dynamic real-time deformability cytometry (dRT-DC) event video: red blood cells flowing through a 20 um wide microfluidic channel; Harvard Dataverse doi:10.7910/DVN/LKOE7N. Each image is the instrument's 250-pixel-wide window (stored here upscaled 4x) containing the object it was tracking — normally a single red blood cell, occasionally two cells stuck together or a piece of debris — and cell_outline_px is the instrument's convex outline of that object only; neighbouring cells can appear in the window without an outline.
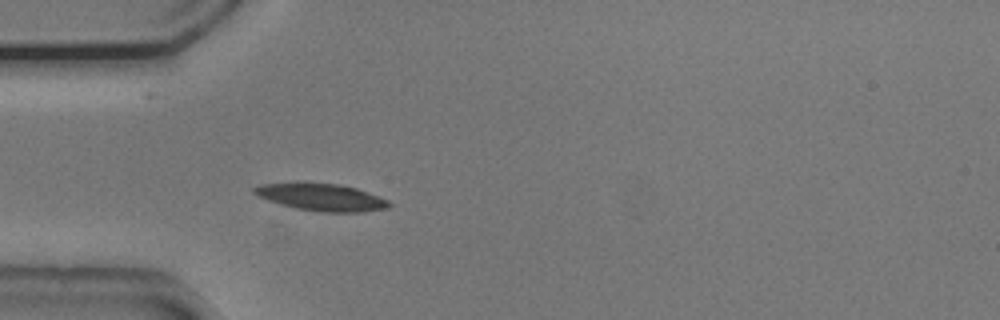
{"species": "common noctule bat (a hibernating species)", "species_latin": "Nyctalus noctula", "temperature_condition": "cold", "stored_images_in_passage": 39, "camera_frame_rate_fps": 3000, "um_per_image_px": 0.085, "animal": {"sex": "male", "body_mass_g": 20.5, "forearm_length_mm": 52.5}, "frame": {"image": 1, "passage_image": 1, "time_ms": 0.0, "image_size_px": [1000, 320], "cell_outline_px": [[392, 204], [384, 208], [360, 212], [324, 212], [296, 208], [280, 204], [268, 200], [252, 192], [252, 188], [260, 184], [304, 180], [340, 184], [356, 188], [388, 200]], "centroid_in_image_um": [27.24, 16.71], "position_along_channel_um": 57.8, "area_um2": 21.79}}
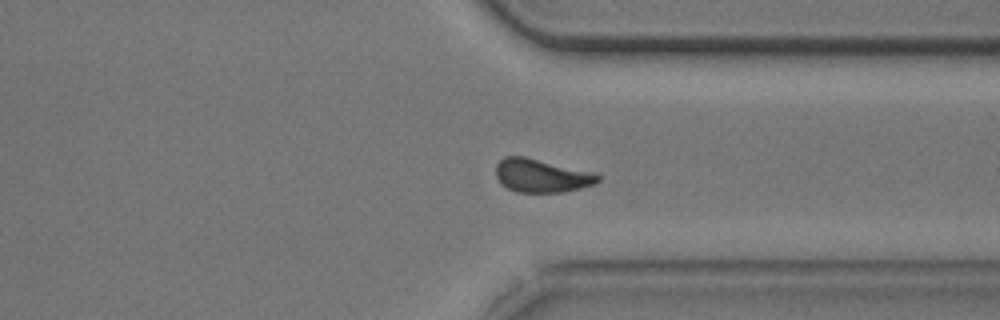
{"frame": {"image": 2, "passage_image": 26, "time_ms": 8.333, "image_size_px": [1000, 320], "cell_outline_px": [[600, 180], [596, 184], [564, 192], [516, 192], [500, 184], [496, 176], [496, 164], [504, 156], [524, 156], [596, 172], [600, 176]], "centroid_in_image_um": [46.05, 14.92], "position_along_channel_um": 365.4, "area_um2": 20.11}}
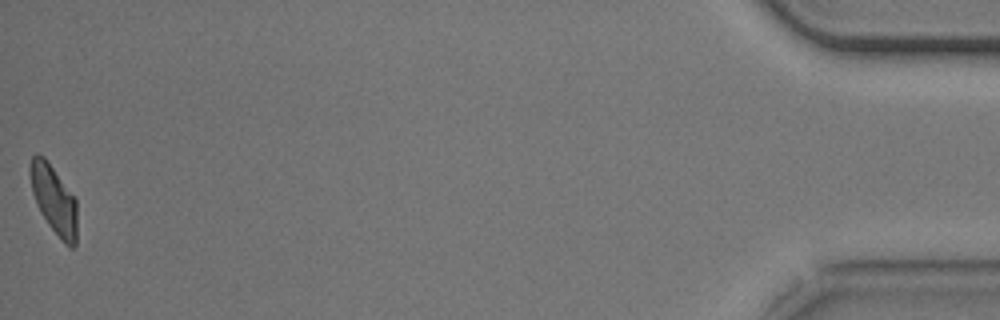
{"frame": {"image": 3, "passage_image": 39, "time_ms": 12.667, "image_size_px": [1000, 320], "cell_outline_px": [[76, 244], [72, 248], [68, 248], [64, 244], [48, 224], [40, 212], [36, 204], [32, 192], [28, 172], [28, 168], [32, 156], [36, 152], [44, 156], [76, 196]], "centroid_in_image_um": [4.57, 16.93], "position_along_channel_um": 430.6, "area_um2": 19.31}, "authors_computed_cell_mechanics": {"area_um2": 20.5768, "velocity_mm_per_s": 3.7359, "shape_relaxation_time_tau1_ms": 3.7668, "shape_relaxation_time_tau2_ms": 3.8674, "deformation_change_tau1": 0.1009, "deformation_change_tau2": 0.0865}}